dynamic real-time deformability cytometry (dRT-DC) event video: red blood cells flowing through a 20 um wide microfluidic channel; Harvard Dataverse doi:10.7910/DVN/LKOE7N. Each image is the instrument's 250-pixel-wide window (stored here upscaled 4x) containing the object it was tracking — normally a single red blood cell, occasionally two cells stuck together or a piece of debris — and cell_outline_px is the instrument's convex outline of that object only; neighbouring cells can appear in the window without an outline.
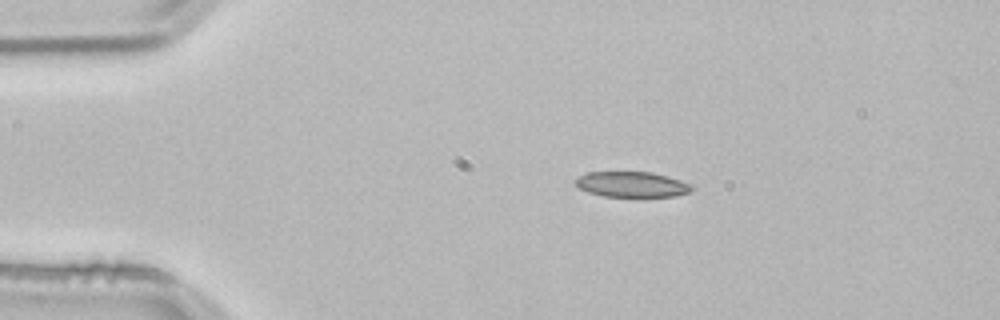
{"species": "common noctule bat (a hibernating species)", "species_latin": "Nyctalus noctula", "temperature_condition": "room temperature", "stored_images_in_passage": 2, "camera_frame_rate_fps": 3000, "um_per_image_px": 0.085, "animal": {"sex": "male", "body_mass_g": 21.5, "forearm_length_mm": 52.0}, "frame": {"image": 1, "passage_image": 1, "time_ms": 0.0, "image_size_px": [1000, 320], "cell_outline_px": [[692, 188], [688, 192], [676, 196], [604, 196], [588, 192], [580, 188], [572, 180], [588, 172], [652, 172], [668, 176], [680, 180], [688, 184]], "centroid_in_image_um": [53.66, 15.66], "position_along_channel_um": 31.3, "area_um2": 16.99}}